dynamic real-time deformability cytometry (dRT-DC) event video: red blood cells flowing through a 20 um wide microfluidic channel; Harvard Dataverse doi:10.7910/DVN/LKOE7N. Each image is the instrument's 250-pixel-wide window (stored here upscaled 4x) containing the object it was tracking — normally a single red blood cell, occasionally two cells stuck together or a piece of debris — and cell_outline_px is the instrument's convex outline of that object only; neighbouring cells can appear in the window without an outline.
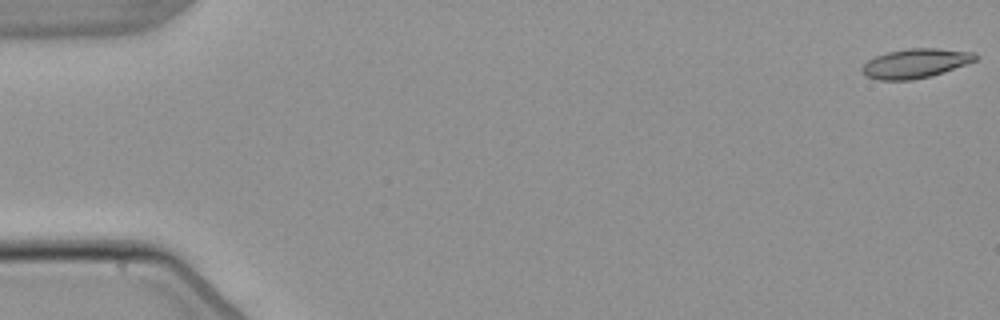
{"species": "common noctule bat (a hibernating species)", "species_latin": "Nyctalus noctula", "temperature_condition": "warm", "stored_images_in_passage": 4, "segment_of_instrument_passage": [2, 2], "camera_frame_rate_fps": 3000, "um_per_image_px": 0.085, "animal": {"sex": "male", "body_mass_g": 21.5, "forearm_length_mm": 52.0}, "frame": {"image": 1, "passage_image": 4, "time_ms": 4.667, "image_size_px": [1000, 320], "cell_outline_px": [[980, 56], [976, 60], [932, 76], [912, 80], [880, 80], [864, 76], [860, 68], [868, 60], [876, 56], [888, 52], [908, 48], [936, 48], [976, 52]], "centroid_in_image_um": [77.81, 5.38], "position_along_channel_um": 7.2, "area_um2": 19.48}}